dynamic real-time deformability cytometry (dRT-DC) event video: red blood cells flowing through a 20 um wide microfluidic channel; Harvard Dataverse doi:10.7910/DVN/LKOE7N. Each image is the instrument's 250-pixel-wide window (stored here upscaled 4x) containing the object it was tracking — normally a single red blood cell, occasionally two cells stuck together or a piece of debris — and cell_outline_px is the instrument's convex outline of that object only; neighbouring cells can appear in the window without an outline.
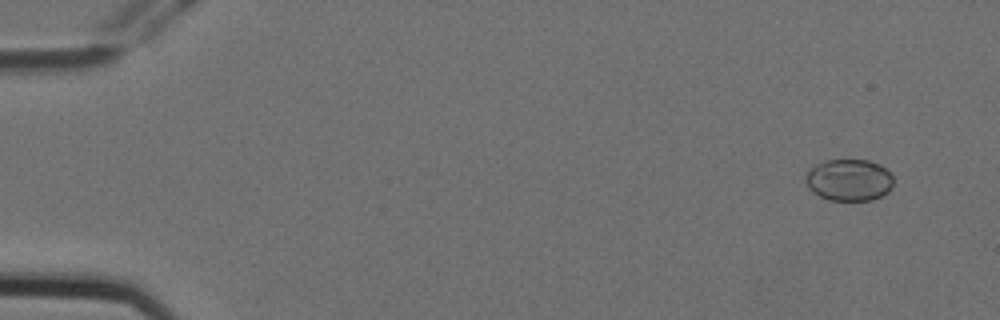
{"species": "Egyptian fruit bat (a non-hibernating species)", "species_latin": "Rousettus aegyptiacus", "temperature_condition": "cold", "stored_images_in_passage": 4, "camera_frame_rate_fps": 3000, "um_per_image_px": 0.085, "animal": {"sex": "female"}, "frame": {"image": 1, "passage_image": 1, "time_ms": 0.0, "image_size_px": [1000, 320], "cell_outline_px": [[892, 188], [888, 192], [872, 200], [828, 200], [812, 192], [808, 188], [804, 180], [808, 172], [816, 164], [824, 160], [868, 160], [880, 164], [892, 176]], "centroid_in_image_um": [72.15, 15.3], "position_along_channel_um": 12.9, "area_um2": 21.39}}